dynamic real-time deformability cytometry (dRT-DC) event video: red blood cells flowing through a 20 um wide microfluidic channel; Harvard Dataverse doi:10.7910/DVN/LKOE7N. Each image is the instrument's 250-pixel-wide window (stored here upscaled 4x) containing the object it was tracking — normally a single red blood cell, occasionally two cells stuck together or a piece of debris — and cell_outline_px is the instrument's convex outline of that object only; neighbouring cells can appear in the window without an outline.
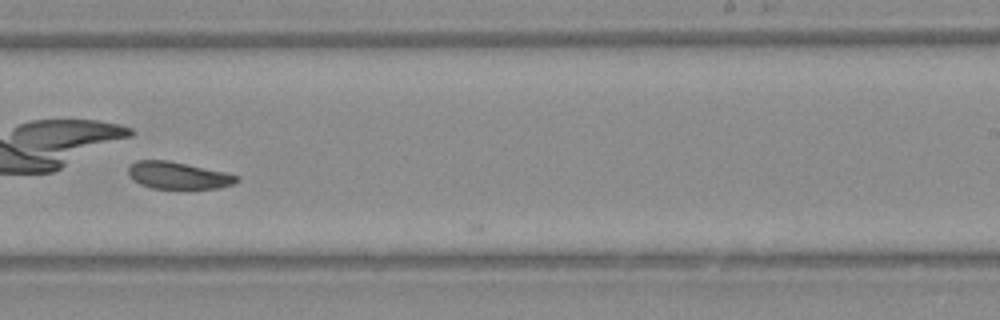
{"species": "Egyptian fruit bat (a non-hibernating species)", "species_latin": "Rousettus aegyptiacus", "temperature_condition": "warm", "stored_images_in_passage": 15, "camera_frame_rate_fps": 3000, "um_per_image_px": 0.085, "animal": {"sex": "female"}, "frame": {"image": 1, "passage_image": 14, "time_ms": 4.333, "image_size_px": [1000, 320], "cell_outline_px": [[240, 180], [232, 184], [220, 188], [152, 188], [140, 184], [132, 180], [128, 172], [128, 168], [136, 160], [168, 160], [224, 172], [240, 176]], "centroid_in_image_um": [15.13, 14.91], "position_along_channel_um": 273.9, "area_um2": 16.99}}